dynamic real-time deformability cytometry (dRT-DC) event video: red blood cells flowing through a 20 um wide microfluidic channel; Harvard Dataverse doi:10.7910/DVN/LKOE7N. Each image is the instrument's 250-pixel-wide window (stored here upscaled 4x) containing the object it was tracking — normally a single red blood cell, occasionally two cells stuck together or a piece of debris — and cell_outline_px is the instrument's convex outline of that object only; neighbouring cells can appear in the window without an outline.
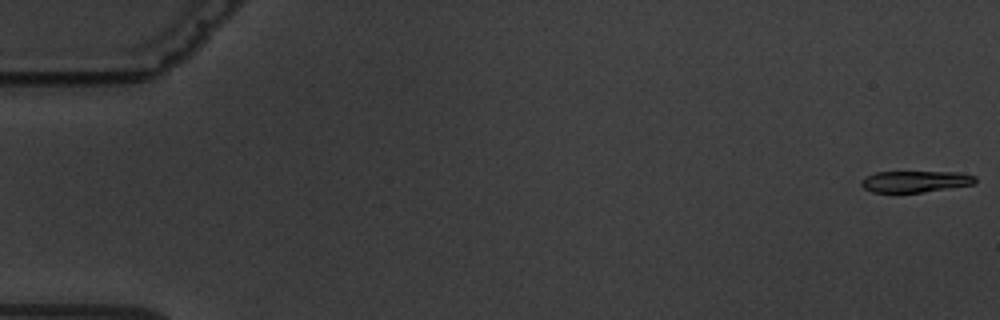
{"species": "common noctule bat (a hibernating species)", "species_latin": "Nyctalus noctula", "temperature_condition": "warm", "stored_images_in_passage": 6, "camera_frame_rate_fps": 3000, "um_per_image_px": 0.085, "animal": {"sex": "male", "body_mass_g": 19.5, "forearm_length_mm": 54.6}, "frame": {"image": 1, "passage_image": 1, "time_ms": 0.0, "image_size_px": [1000, 320], "cell_outline_px": [[976, 180], [972, 184], [920, 192], [872, 192], [864, 188], [860, 184], [860, 180], [876, 172], [960, 172], [976, 176]], "centroid_in_image_um": [77.77, 15.41], "position_along_channel_um": 7.2, "area_um2": 13.99}}
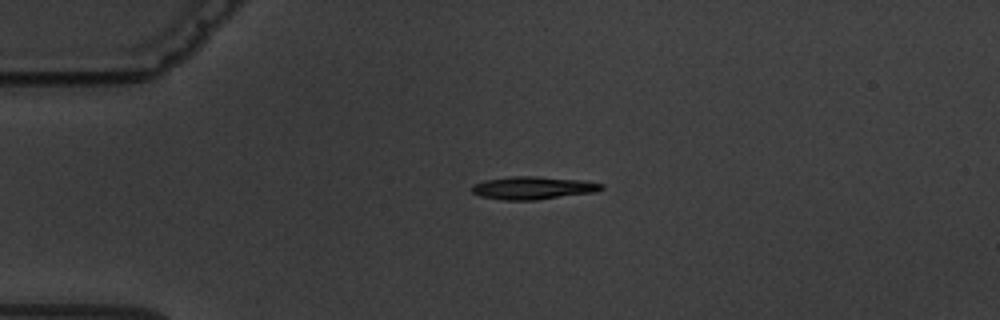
{"frame": {"image": 2, "passage_image": 4, "time_ms": 4.333, "image_size_px": [1000, 320], "cell_outline_px": [[604, 188], [592, 192], [536, 200], [504, 200], [480, 196], [472, 192], [472, 188], [476, 184], [484, 180], [512, 176], [536, 176], [584, 180], [604, 184]], "centroid_in_image_um": [45.31, 15.96], "position_along_channel_um": 39.7, "area_um2": 17.11}}
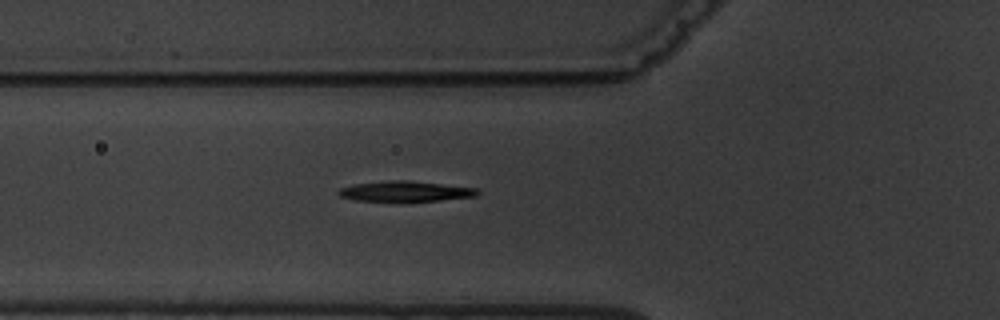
{"frame": {"image": 3, "passage_image": 6, "time_ms": 6.667, "image_size_px": [1000, 320], "cell_outline_px": [[480, 192], [476, 196], [440, 200], [356, 200], [340, 196], [336, 192], [340, 188], [352, 184], [388, 180], [408, 180], [476, 188]], "centroid_in_image_um": [34.43, 16.24], "position_along_channel_um": 91.4, "area_um2": 16.13}}